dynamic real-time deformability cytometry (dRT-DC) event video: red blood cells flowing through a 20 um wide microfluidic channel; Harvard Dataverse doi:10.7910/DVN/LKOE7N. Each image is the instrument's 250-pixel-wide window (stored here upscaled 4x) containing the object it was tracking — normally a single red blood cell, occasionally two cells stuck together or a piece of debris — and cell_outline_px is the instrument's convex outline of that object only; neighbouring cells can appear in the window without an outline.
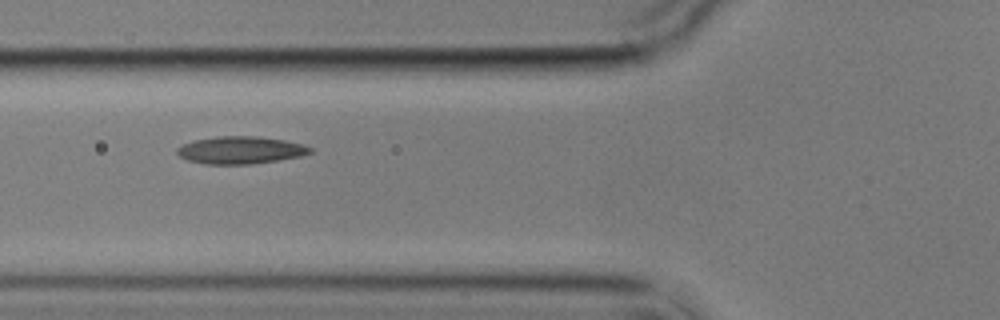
{"species": "common noctule bat (a hibernating species)", "species_latin": "Nyctalus noctula", "temperature_condition": "cold", "stored_images_in_passage": 3, "camera_frame_rate_fps": 3000, "um_per_image_px": 0.085, "animal": {"sex": "male", "body_mass_g": 17.9}, "frame": {"image": 1, "passage_image": 2, "time_ms": 1.333, "image_size_px": [1000, 320], "cell_outline_px": [[312, 152], [300, 156], [280, 160], [252, 164], [204, 164], [188, 160], [180, 156], [176, 152], [176, 148], [184, 144], [196, 140], [216, 136], [256, 136], [284, 140], [304, 144], [312, 148]], "centroid_in_image_um": [20.46, 12.76], "position_along_channel_um": 105.3, "area_um2": 21.27}}
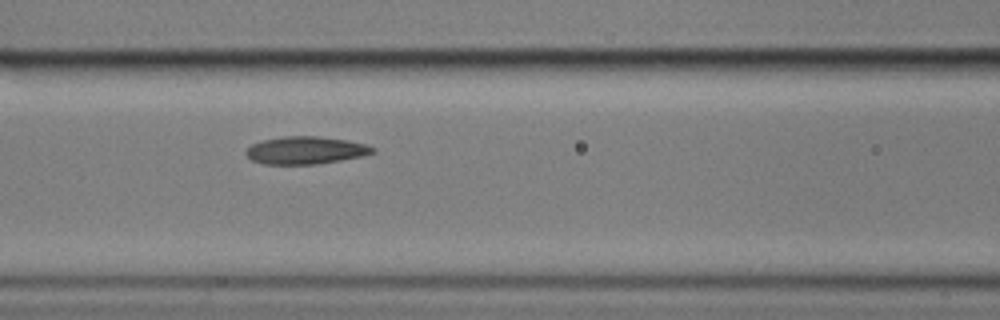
{"frame": {"image": 2, "passage_image": 3, "time_ms": 2.333, "image_size_px": [1000, 320], "cell_outline_px": [[376, 152], [364, 156], [316, 164], [264, 164], [252, 160], [244, 152], [252, 144], [260, 140], [284, 136], [316, 136], [348, 140], [368, 144], [376, 148]], "centroid_in_image_um": [26.01, 12.77], "position_along_channel_um": 140.6, "area_um2": 20.52}}